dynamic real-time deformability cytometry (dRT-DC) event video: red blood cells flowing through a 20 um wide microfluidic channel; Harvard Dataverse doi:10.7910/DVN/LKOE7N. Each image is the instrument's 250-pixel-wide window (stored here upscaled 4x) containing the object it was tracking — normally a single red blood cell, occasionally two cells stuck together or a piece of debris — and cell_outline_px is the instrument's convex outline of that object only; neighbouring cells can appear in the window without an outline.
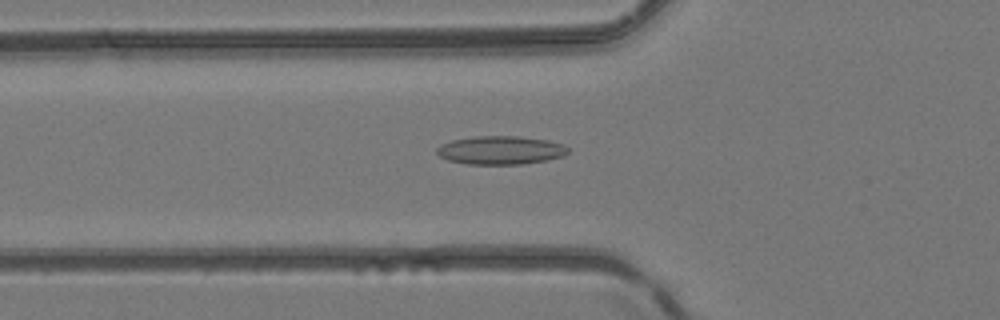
{"species": "common noctule bat (a hibernating species)", "species_latin": "Nyctalus noctula", "temperature_condition": "room temperature", "stored_images_in_passage": 49, "camera_frame_rate_fps": 3000, "um_per_image_px": 0.085, "animal": {"sex": "female", "body_mass_g": 24.6, "forearm_length_mm": 56.2}, "frame": {"image": 1, "passage_image": 18, "time_ms": 5.667, "image_size_px": [1000, 320], "cell_outline_px": [[568, 152], [564, 156], [544, 160], [520, 164], [468, 164], [448, 160], [440, 156], [436, 152], [436, 148], [440, 144], [452, 140], [476, 136], [520, 136], [548, 140], [564, 144], [568, 148]], "centroid_in_image_um": [42.54, 12.76], "position_along_channel_um": 83.3, "area_um2": 21.73}}
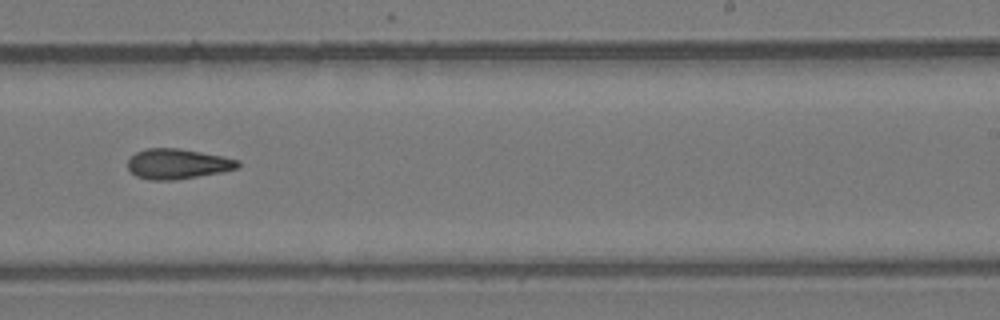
{"frame": {"image": 2, "passage_image": 31, "time_ms": 10.0, "image_size_px": [1000, 320], "cell_outline_px": [[240, 164], [236, 168], [224, 172], [172, 180], [152, 180], [136, 176], [128, 168], [128, 160], [136, 152], [148, 148], [180, 148], [240, 160]], "centroid_in_image_um": [15.09, 13.93], "position_along_channel_um": 273.9, "area_um2": 19.19}}
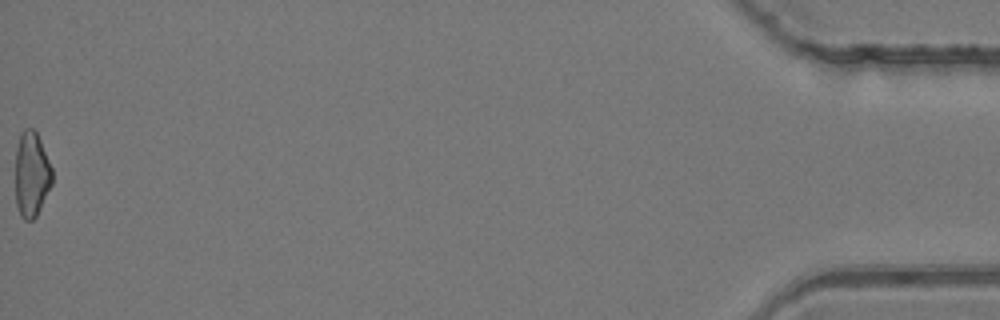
{"frame": {"image": 3, "passage_image": 49, "time_ms": 16.0, "image_size_px": [1000, 320], "cell_outline_px": [[52, 184], [36, 216], [32, 220], [24, 220], [20, 216], [16, 204], [16, 148], [20, 132], [24, 128], [32, 128], [36, 132], [40, 140], [52, 168]], "centroid_in_image_um": [2.67, 14.81], "position_along_channel_um": 432.5, "area_um2": 18.26}}